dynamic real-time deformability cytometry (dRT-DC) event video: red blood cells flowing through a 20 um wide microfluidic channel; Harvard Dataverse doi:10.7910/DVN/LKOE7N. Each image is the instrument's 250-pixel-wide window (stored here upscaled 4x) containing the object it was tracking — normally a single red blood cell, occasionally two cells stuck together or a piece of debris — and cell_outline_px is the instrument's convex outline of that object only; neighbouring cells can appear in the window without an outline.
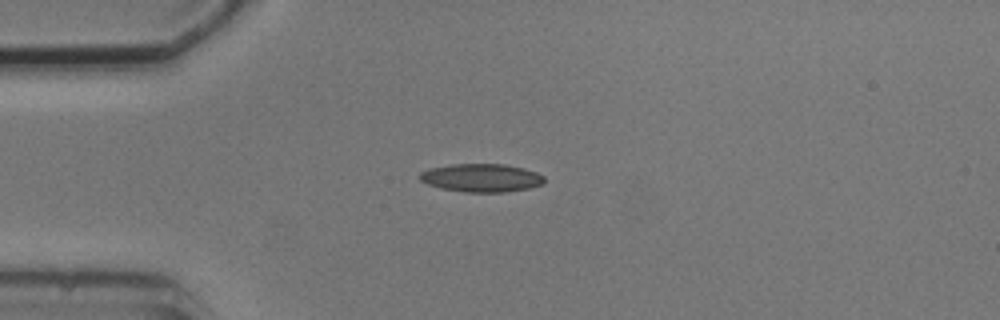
{"species": "common noctule bat (a hibernating species)", "species_latin": "Nyctalus noctula", "temperature_condition": "cold", "stored_images_in_passage": 8, "camera_frame_rate_fps": 3000, "um_per_image_px": 0.085, "animal": {"sex": "male", "body_mass_g": 20.5, "forearm_length_mm": 52.5}, "frame": {"image": 1, "passage_image": 1, "time_ms": 0.0, "image_size_px": [1000, 320], "cell_outline_px": [[544, 184], [528, 188], [504, 192], [464, 192], [440, 188], [428, 184], [420, 180], [416, 176], [420, 172], [428, 168], [452, 164], [504, 164], [524, 168], [536, 172], [544, 176]], "centroid_in_image_um": [40.88, 15.11], "position_along_channel_um": 44.1, "area_um2": 20.63}}
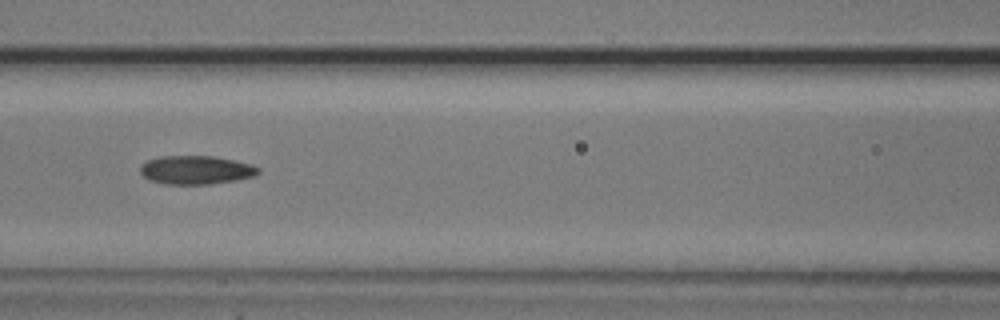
{"frame": {"image": 2, "passage_image": 4, "time_ms": 3.333, "image_size_px": [1000, 320], "cell_outline_px": [[260, 172], [256, 176], [236, 180], [208, 184], [164, 184], [148, 180], [140, 172], [140, 168], [148, 160], [160, 156], [212, 156], [252, 164], [260, 168]], "centroid_in_image_um": [16.68, 14.45], "position_along_channel_um": 149.9, "area_um2": 19.65}}
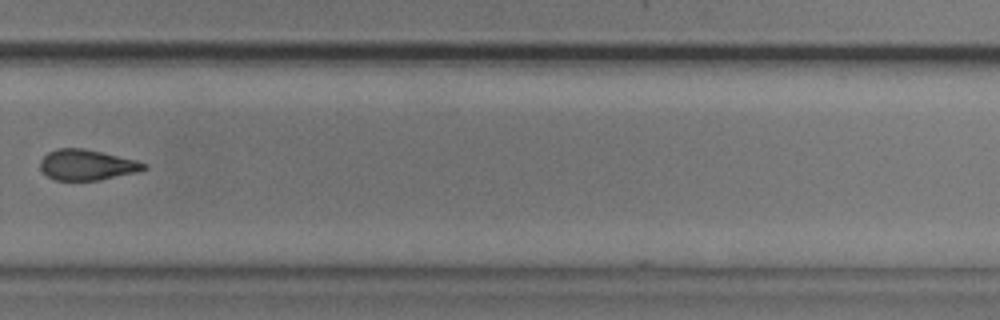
{"frame": {"image": 3, "passage_image": 8, "time_ms": 8.0, "image_size_px": [1000, 320], "cell_outline_px": [[148, 168], [136, 172], [100, 180], [56, 180], [48, 176], [40, 168], [40, 160], [48, 152], [56, 148], [84, 148], [136, 160], [148, 164]], "centroid_in_image_um": [7.39, 14.01], "position_along_channel_um": 322.4, "area_um2": 18.44}}